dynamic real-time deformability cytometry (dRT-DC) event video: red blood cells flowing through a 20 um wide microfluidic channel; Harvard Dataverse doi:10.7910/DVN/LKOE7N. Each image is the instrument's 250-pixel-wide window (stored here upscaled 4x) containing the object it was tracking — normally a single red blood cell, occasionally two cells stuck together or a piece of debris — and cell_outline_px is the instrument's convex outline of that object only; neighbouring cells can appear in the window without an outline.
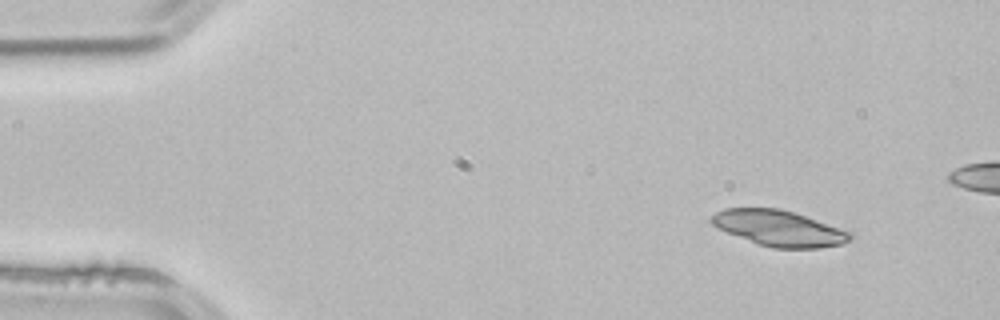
{"species": "common noctule bat (a hibernating species)", "species_latin": "Nyctalus noctula", "temperature_condition": "room temperature", "stored_images_in_passage": 4, "segment_of_instrument_passage": [2, 2], "camera_frame_rate_fps": 3000, "um_per_image_px": 0.085, "animal": {"sex": "male", "body_mass_g": 21.5, "forearm_length_mm": 52.0}, "frame": {"image": 1, "passage_image": 4, "time_ms": 1.0, "image_size_px": [1000, 320], "cell_outline_px": [[852, 236], [848, 240], [840, 244], [820, 248], [772, 248], [760, 244], [728, 232], [712, 224], [708, 220], [716, 212], [724, 208], [780, 208], [852, 232]], "centroid_in_image_um": [66.2, 19.39], "position_along_channel_um": 18.8, "area_um2": 28.32}}